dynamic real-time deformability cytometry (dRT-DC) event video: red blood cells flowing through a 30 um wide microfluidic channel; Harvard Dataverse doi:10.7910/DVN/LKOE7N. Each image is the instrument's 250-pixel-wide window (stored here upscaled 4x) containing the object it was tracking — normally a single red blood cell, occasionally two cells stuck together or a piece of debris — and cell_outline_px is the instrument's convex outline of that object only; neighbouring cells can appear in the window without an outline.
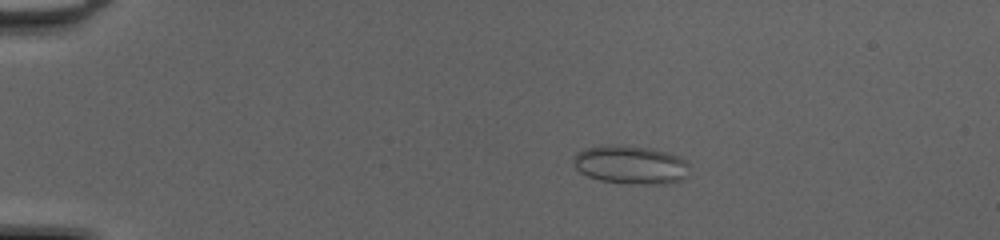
{"species": "common noctule bat (a hibernating species)", "species_latin": "Nyctalus noctula", "temperature_condition": "cold", "stored_images_in_passage": 51, "camera_frame_rate_fps": 3000, "um_per_image_px": 0.085, "animal": {"sex": "female", "body_mass_g": 20.0, "forearm_length_mm": 54.0}, "frame": {"image": 1, "passage_image": 11, "time_ms": 3.333, "image_size_px": [1000, 240], "cell_outline_px": [[688, 164], [684, 176], [680, 180], [664, 184], [644, 184], [600, 180], [588, 176], [580, 172], [576, 168], [576, 156], [580, 152], [588, 148], [644, 148], [664, 152], [676, 156], [684, 160]], "centroid_in_image_um": [53.64, 14.07], "position_along_channel_um": 31.4, "area_um2": 24.1}}
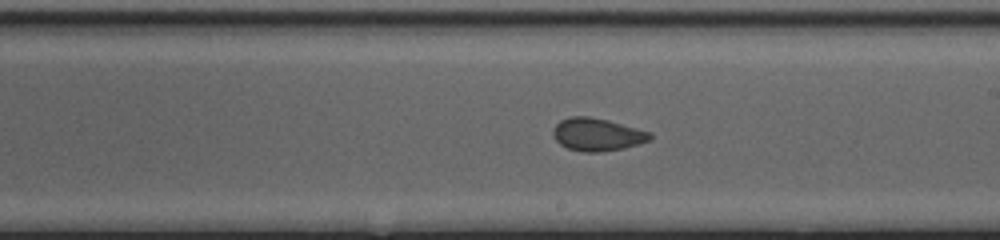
{"frame": {"image": 2, "passage_image": 31, "time_ms": 10.0, "image_size_px": [1000, 240], "cell_outline_px": [[652, 136], [648, 140], [624, 148], [600, 152], [584, 152], [568, 148], [560, 144], [556, 140], [552, 132], [556, 124], [560, 120], [572, 116], [588, 116], [608, 120], [648, 132]], "centroid_in_image_um": [50.7, 11.43], "position_along_channel_um": 238.3, "area_um2": 18.15}}
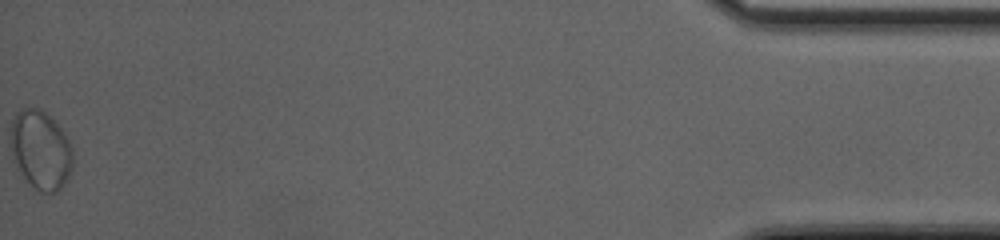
{"frame": {"image": 3, "passage_image": 51, "time_ms": 16.667, "image_size_px": [1000, 240], "cell_outline_px": [[72, 168], [68, 176], [60, 188], [56, 192], [40, 192], [24, 176], [16, 160], [12, 144], [12, 120], [16, 112], [20, 108], [40, 108], [60, 128], [68, 140], [72, 148]], "centroid_in_image_um": [3.49, 12.71], "position_along_channel_um": 431.7, "area_um2": 27.46}, "authors_computed_cell_mechanics": {"area_um2": 20.6924, "velocity_mm_per_s": 4.2137, "shape_relaxation_time_tau1_ms": null, "shape_relaxation_time_tau2_ms": 0.5799, "deformation_change_tau1": null, "deformation_change_tau2": 0.0549}}